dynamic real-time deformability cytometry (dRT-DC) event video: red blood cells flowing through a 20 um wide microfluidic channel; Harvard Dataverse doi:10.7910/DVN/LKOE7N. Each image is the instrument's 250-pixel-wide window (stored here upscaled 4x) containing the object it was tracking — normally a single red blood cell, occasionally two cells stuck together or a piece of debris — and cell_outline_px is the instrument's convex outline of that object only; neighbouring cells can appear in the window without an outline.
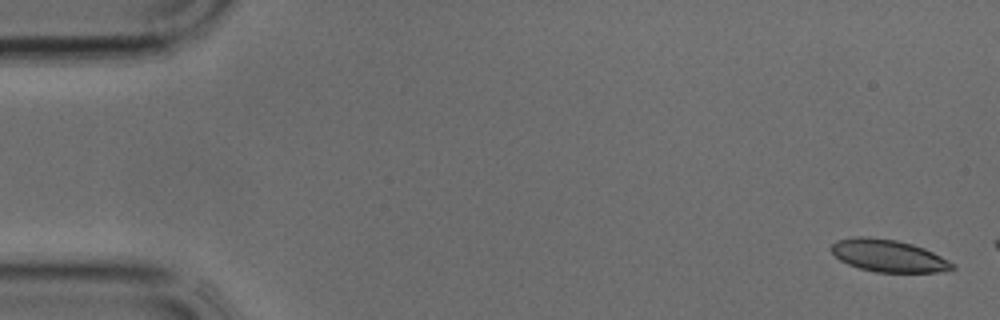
{"species": "common noctule bat (a hibernating species)", "species_latin": "Nyctalus noctula", "temperature_condition": "cold", "stored_images_in_passage": 6, "camera_frame_rate_fps": 3000, "um_per_image_px": 0.085, "animal": {"sex": "male", "body_mass_g": 17.9, "forearm_length_mm": 54.2}, "frame": {"image": 1, "passage_image": 1, "time_ms": 0.0, "image_size_px": [1000, 320], "cell_outline_px": [[956, 268], [940, 272], [876, 272], [860, 268], [848, 264], [840, 260], [828, 248], [836, 240], [856, 236], [860, 236], [896, 240], [912, 244], [924, 248], [956, 264]], "centroid_in_image_um": [75.5, 21.74], "position_along_channel_um": 9.5, "area_um2": 22.72}}